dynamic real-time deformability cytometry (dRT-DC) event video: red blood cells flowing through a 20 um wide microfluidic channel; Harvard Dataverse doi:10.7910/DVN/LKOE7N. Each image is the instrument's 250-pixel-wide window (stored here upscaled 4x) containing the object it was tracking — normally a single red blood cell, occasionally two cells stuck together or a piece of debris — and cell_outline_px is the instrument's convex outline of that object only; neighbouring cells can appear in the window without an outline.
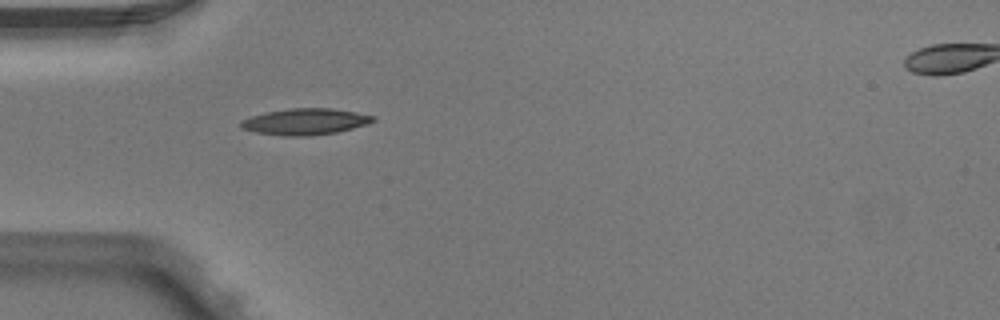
{"species": "Egyptian fruit bat (a non-hibernating species)", "species_latin": "Rousettus aegyptiacus", "temperature_condition": "warm", "stored_images_in_passage": 2, "segment_of_instrument_passage": [1, 2], "camera_frame_rate_fps": 3000, "um_per_image_px": 0.085, "animal": {"sex": "male"}, "frame": {"image": 1, "passage_image": 1, "time_ms": 0.0, "image_size_px": [1000, 320], "cell_outline_px": [[376, 120], [368, 124], [336, 132], [312, 136], [284, 136], [256, 132], [244, 128], [240, 124], [240, 120], [252, 116], [268, 112], [292, 108], [332, 108], [356, 112], [376, 116]], "centroid_in_image_um": [25.99, 10.34], "position_along_channel_um": 59.0, "area_um2": 20.17}}